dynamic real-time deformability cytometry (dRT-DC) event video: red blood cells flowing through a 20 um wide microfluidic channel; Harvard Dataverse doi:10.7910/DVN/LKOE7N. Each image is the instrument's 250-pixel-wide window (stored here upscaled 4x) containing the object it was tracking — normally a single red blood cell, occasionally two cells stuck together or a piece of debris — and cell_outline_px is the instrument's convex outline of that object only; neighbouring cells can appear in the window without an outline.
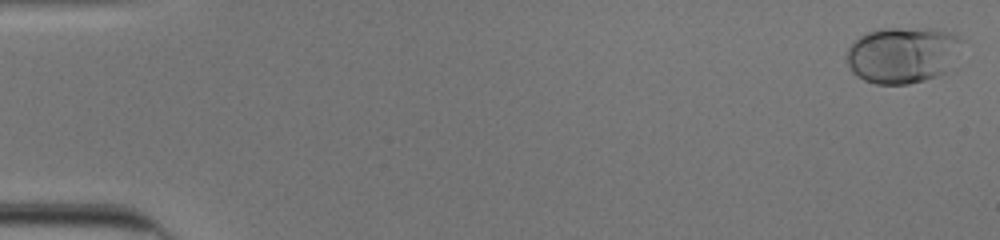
{"species": "human", "species_latin": "Homo sapiens", "temperature_condition": "cold", "stored_images_in_passage": 45, "camera_frame_rate_fps": 3000, "um_per_image_px": 0.085, "donor": {"sex": "male"}, "frame": {"image": 1, "passage_image": 2, "time_ms": 0.333, "image_size_px": [1000, 240], "cell_outline_px": [[960, 40], [944, 72], [936, 76], [924, 80], [908, 84], [876, 84], [864, 80], [856, 76], [852, 72], [848, 64], [848, 48], [860, 36], [868, 32], [888, 28], [936, 28], [956, 32], [960, 36]], "centroid_in_image_um": [76.67, 4.65], "position_along_channel_um": 8.3, "area_um2": 37.17}}
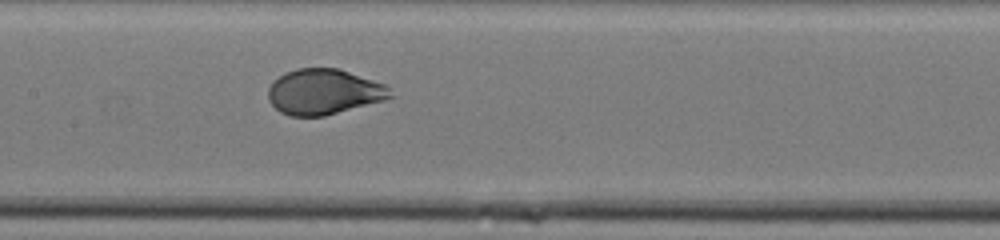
{"frame": {"image": 2, "passage_image": 28, "time_ms": 9.0, "image_size_px": [1000, 240], "cell_outline_px": [[392, 96], [384, 100], [324, 116], [292, 116], [280, 112], [268, 100], [268, 88], [272, 80], [284, 72], [296, 68], [336, 68], [384, 84], [388, 88]], "centroid_in_image_um": [27.45, 7.8], "position_along_channel_um": 179.9, "area_um2": 32.14}}
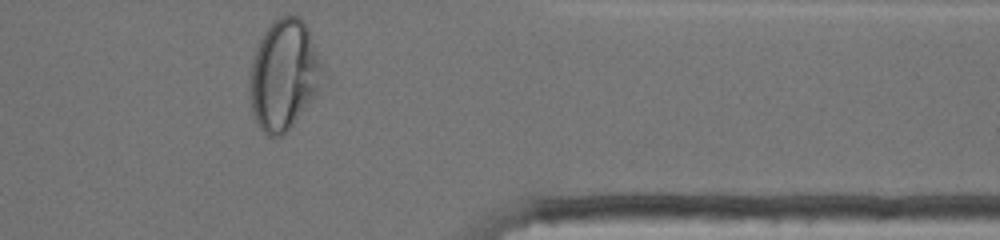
{"frame": {"image": 3, "passage_image": 45, "time_ms": 14.667, "image_size_px": [1000, 240], "cell_outline_px": [[324, 84], [288, 132], [280, 136], [268, 136], [260, 128], [252, 112], [248, 88], [248, 72], [256, 48], [264, 32], [272, 20], [280, 16], [300, 16], [304, 20], [308, 28], [320, 60]], "centroid_in_image_um": [24.11, 6.38], "position_along_channel_um": 387.3, "area_um2": 47.34}, "authors_computed_cell_mechanics": {"area_um2": 34.0442, "velocity_mm_per_s": 3.8883, "shape_relaxation_time_tau1_ms": 3.038, "shape_relaxation_time_tau2_ms": null, "deformation_change_tau1": 0.1653, "deformation_change_tau2": null}}